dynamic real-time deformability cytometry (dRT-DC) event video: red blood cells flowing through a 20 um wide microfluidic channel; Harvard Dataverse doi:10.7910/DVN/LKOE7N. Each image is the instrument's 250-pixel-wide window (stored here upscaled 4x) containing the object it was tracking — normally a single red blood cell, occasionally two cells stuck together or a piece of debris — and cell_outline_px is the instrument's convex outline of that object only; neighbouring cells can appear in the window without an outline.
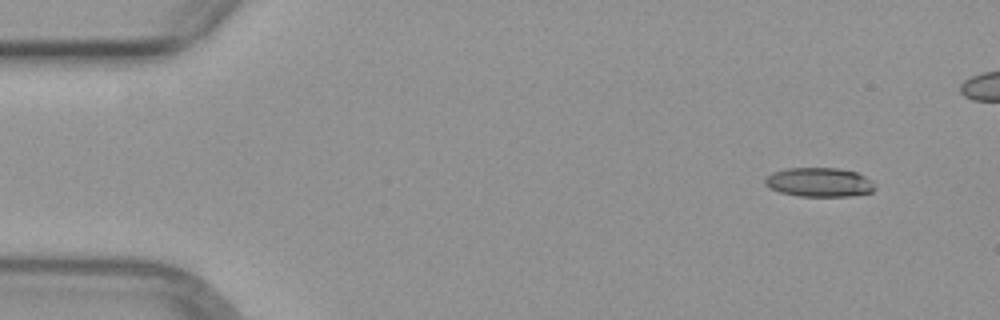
{"species": "common noctule bat (a hibernating species)", "species_latin": "Nyctalus noctula", "temperature_condition": "warm", "stored_images_in_passage": 5, "camera_frame_rate_fps": 3000, "um_per_image_px": 0.085, "animal": {"sex": "female", "body_mass_g": 29.2, "forearm_length_mm": 56.3}, "frame": {"image": 1, "passage_image": 1, "time_ms": 0.0, "image_size_px": [1000, 320], "cell_outline_px": [[876, 188], [872, 192], [848, 196], [800, 196], [780, 192], [768, 188], [764, 184], [764, 180], [772, 172], [788, 168], [840, 168], [856, 172], [872, 180], [876, 184]], "centroid_in_image_um": [69.65, 15.49], "position_along_channel_um": 15.4, "area_um2": 18.79}}